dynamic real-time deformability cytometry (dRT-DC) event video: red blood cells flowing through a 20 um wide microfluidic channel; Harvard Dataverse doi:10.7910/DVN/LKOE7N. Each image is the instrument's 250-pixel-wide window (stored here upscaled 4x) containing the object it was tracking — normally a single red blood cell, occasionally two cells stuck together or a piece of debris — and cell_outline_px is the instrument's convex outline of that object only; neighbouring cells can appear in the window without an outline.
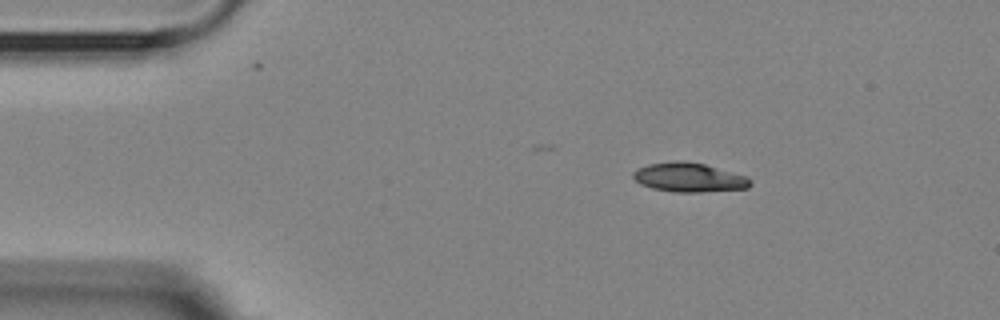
{"species": "Egyptian fruit bat (a non-hibernating species)", "species_latin": "Rousettus aegyptiacus", "temperature_condition": "room temperature", "stored_images_in_passage": 3, "camera_frame_rate_fps": 3000, "um_per_image_px": 0.085, "animal": {"sex": "female"}, "frame": {"image": 1, "passage_image": 1, "time_ms": 0.0, "image_size_px": [1000, 320], "cell_outline_px": [[752, 184], [748, 188], [700, 192], [676, 192], [652, 188], [640, 184], [632, 176], [632, 172], [648, 164], [676, 160], [684, 160], [704, 164], [748, 176], [752, 180]], "centroid_in_image_um": [58.59, 15.07], "position_along_channel_um": 26.4, "area_um2": 20.0}}
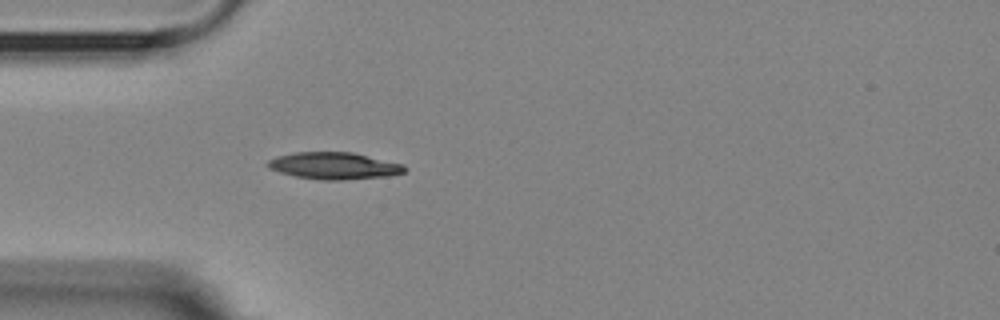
{"frame": {"image": 2, "passage_image": 3, "time_ms": 2.333, "image_size_px": [1000, 320], "cell_outline_px": [[408, 168], [404, 172], [388, 176], [344, 180], [324, 180], [296, 176], [280, 172], [268, 168], [264, 164], [268, 160], [276, 156], [296, 152], [352, 152], [404, 164]], "centroid_in_image_um": [28.39, 14.09], "position_along_channel_um": 56.6, "area_um2": 21.56}}